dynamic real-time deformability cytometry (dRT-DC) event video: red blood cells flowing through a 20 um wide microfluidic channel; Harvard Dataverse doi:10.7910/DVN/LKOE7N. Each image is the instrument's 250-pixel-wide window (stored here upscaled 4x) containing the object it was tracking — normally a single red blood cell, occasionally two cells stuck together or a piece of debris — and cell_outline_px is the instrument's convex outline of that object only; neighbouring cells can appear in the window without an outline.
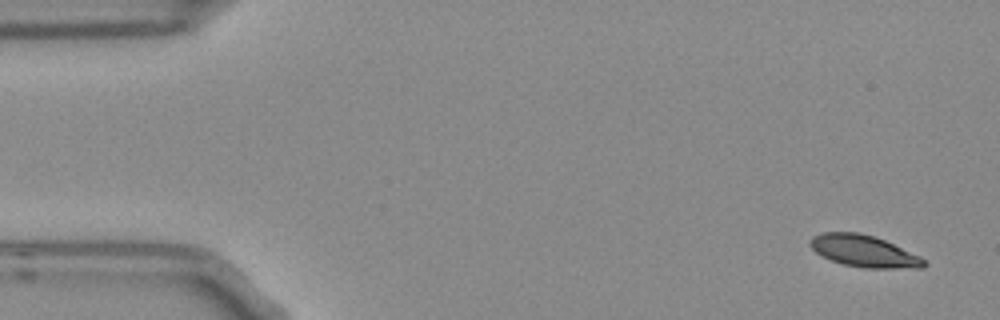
{"species": "Egyptian fruit bat (a non-hibernating species)", "species_latin": "Rousettus aegyptiacus", "temperature_condition": "room temperature", "stored_images_in_passage": 5, "camera_frame_rate_fps": 3000, "um_per_image_px": 0.085, "frame": {"image": 1, "passage_image": 1, "time_ms": 0.0, "image_size_px": [1000, 320], "cell_outline_px": [[928, 264], [924, 268], [864, 268], [844, 264], [832, 260], [816, 252], [808, 244], [812, 236], [820, 232], [856, 232], [872, 236], [884, 240], [920, 256]], "centroid_in_image_um": [73.43, 21.34], "position_along_channel_um": 11.6, "area_um2": 20.92}}